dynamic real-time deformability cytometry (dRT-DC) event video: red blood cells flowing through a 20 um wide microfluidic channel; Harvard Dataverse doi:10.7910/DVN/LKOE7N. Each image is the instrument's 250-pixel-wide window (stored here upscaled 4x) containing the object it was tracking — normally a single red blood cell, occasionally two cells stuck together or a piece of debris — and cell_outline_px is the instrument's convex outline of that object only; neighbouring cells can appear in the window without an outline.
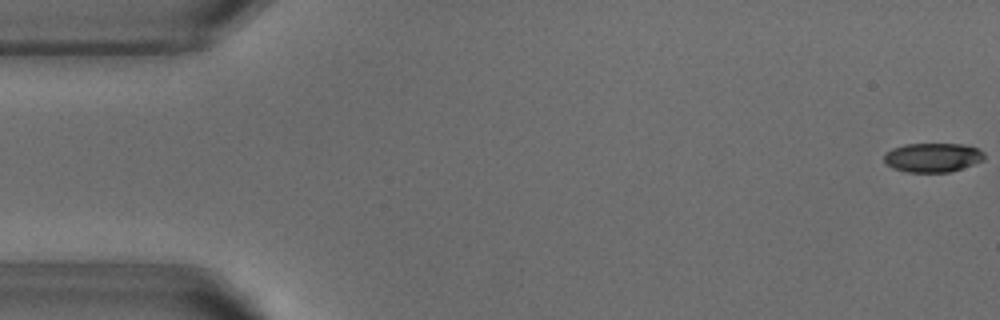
{"species": "common noctule bat (a hibernating species)", "species_latin": "Nyctalus noctula", "temperature_condition": "warm", "stored_images_in_passage": 53, "camera_frame_rate_fps": 3000, "um_per_image_px": 0.085, "animal": {"sex": "male", "body_mass_g": 18.8}, "frame": {"image": 1, "passage_image": 1, "time_ms": 0.0, "image_size_px": [1000, 320], "cell_outline_px": [[984, 160], [948, 172], [908, 172], [892, 168], [884, 164], [884, 152], [892, 148], [904, 144], [964, 144], [976, 148], [984, 152]], "centroid_in_image_um": [79.22, 13.38], "position_along_channel_um": 5.8, "area_um2": 17.05}}
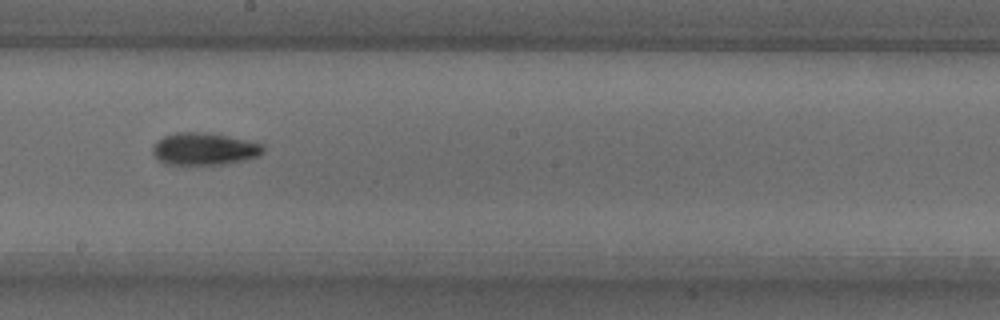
{"frame": {"image": 2, "passage_image": 29, "time_ms": 9.333, "image_size_px": [1000, 320], "cell_outline_px": [[264, 152], [260, 156], [228, 164], [164, 164], [152, 152], [152, 144], [156, 140], [164, 136], [176, 132], [212, 132], [264, 144]], "centroid_in_image_um": [17.38, 12.64], "position_along_channel_um": 230.8, "area_um2": 21.1}}
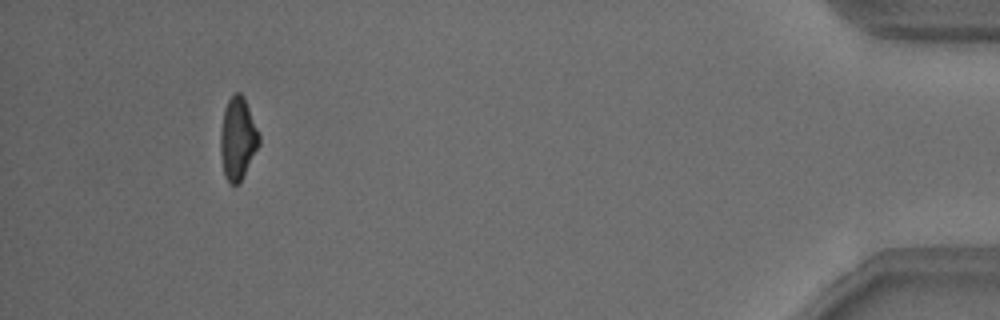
{"frame": {"image": 3, "passage_image": 49, "time_ms": 16.0, "image_size_px": [1000, 320], "cell_outline_px": [[260, 144], [240, 180], [236, 184], [228, 184], [224, 176], [220, 156], [220, 132], [224, 108], [228, 100], [236, 92], [240, 92], [244, 96], [260, 136]], "centroid_in_image_um": [20.18, 11.77], "position_along_channel_um": 415.0, "area_um2": 18.5}, "authors_computed_cell_mechanics": {"area_um2": 19.1896, "velocity_mm_per_s": 3.8429, "shape_relaxation_time_tau1_ms": 5.0517, "shape_relaxation_time_tau2_ms": 11.0404, "deformation_change_tau1": 0.1716, "deformation_change_tau2": 0.2186}}